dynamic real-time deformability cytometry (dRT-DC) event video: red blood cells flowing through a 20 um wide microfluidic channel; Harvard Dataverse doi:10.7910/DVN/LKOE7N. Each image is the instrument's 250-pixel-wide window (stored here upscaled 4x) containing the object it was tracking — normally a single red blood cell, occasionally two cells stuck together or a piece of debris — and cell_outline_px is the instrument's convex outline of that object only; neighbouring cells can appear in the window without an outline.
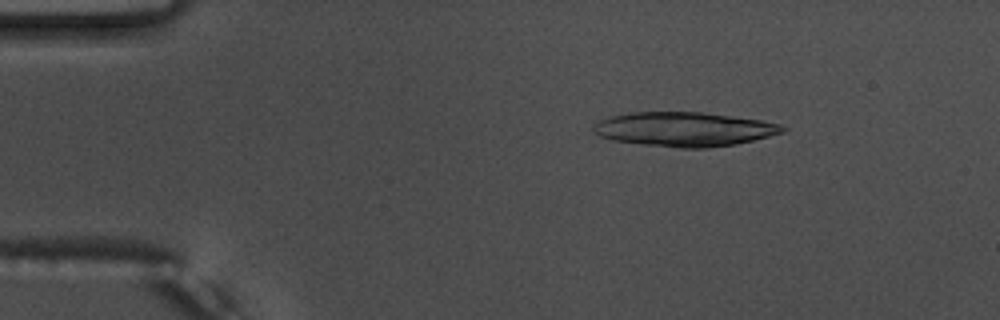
{"species": "common noctule bat (a hibernating species)", "species_latin": "Nyctalus noctula", "temperature_condition": "warm", "stored_images_in_passage": 53, "camera_frame_rate_fps": 3000, "um_per_image_px": 0.085, "animal": {"sex": "male", "body_mass_g": 17.5, "forearm_length_mm": 52.3}, "frame": {"image": 1, "passage_image": 8, "time_ms": 2.333, "image_size_px": [1000, 320], "cell_outline_px": [[788, 128], [784, 132], [736, 144], [708, 148], [680, 148], [644, 144], [612, 140], [600, 136], [592, 128], [600, 120], [612, 116], [628, 112], [700, 112], [760, 120], [780, 124]], "centroid_in_image_um": [58.17, 10.98], "position_along_channel_um": 26.8, "area_um2": 37.45}}
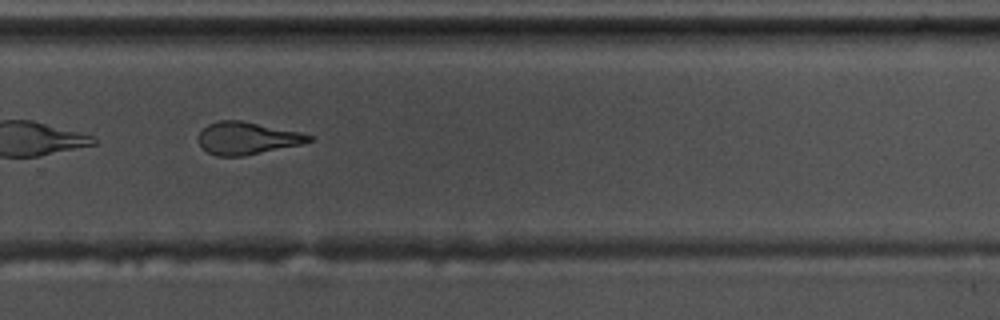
{"frame": {"image": 2, "passage_image": 37, "time_ms": 12.0, "image_size_px": [1000, 320], "cell_outline_px": [[316, 140], [300, 144], [244, 156], [216, 156], [208, 152], [200, 144], [200, 132], [208, 124], [220, 120], [240, 120], [300, 132], [312, 136]], "centroid_in_image_um": [21.02, 11.74], "position_along_channel_um": 308.8, "area_um2": 20.58}}
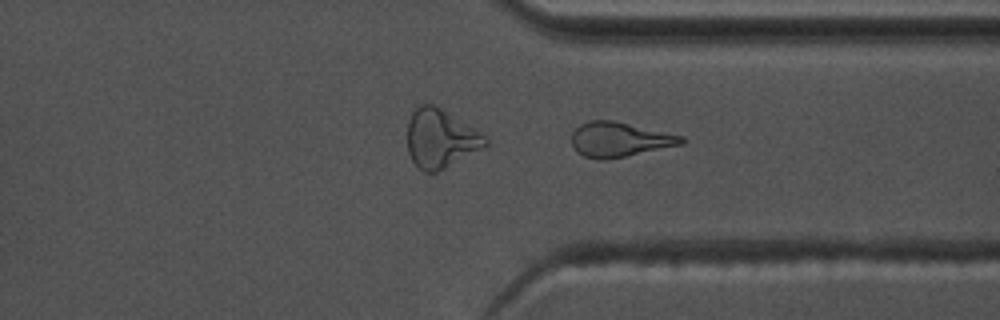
{"frame": {"image": 3, "passage_image": 41, "time_ms": 13.333, "image_size_px": [1000, 320], "cell_outline_px": [[688, 140], [684, 144], [608, 160], [600, 160], [584, 156], [576, 152], [572, 144], [572, 132], [580, 124], [588, 120], [612, 120], [684, 136]], "centroid_in_image_um": [52.67, 11.87], "position_along_channel_um": 358.7, "area_um2": 22.43}, "authors_computed_cell_mechanics": {"area_um2": 23.3512, "velocity_mm_per_s": 3.7233, "shape_relaxation_time_tau1_ms": 5.2853, "shape_relaxation_time_tau2_ms": 2.9697, "deformation_change_tau1": 0.2011, "deformation_change_tau2": 0.1421}}